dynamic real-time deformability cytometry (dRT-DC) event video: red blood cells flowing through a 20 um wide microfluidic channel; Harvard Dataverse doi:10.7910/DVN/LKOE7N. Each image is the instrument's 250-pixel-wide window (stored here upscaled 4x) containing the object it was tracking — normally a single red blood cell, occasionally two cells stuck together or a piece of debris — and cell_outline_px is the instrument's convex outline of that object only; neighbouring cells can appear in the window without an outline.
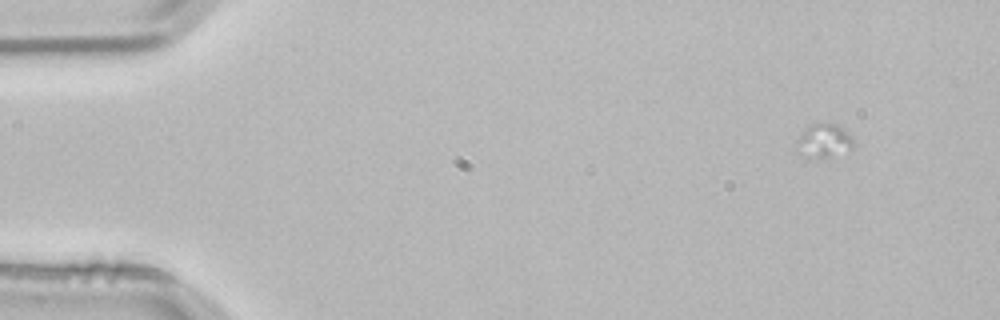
{"species": "common noctule bat (a hibernating species)", "species_latin": "Nyctalus noctula", "temperature_condition": "room temperature", "stored_images_in_passage": 3, "camera_frame_rate_fps": 3000, "um_per_image_px": 0.085, "animal": {"sex": "male", "body_mass_g": 21.5, "forearm_length_mm": 52.0}, "frame": {"image": 1, "passage_image": 1, "time_ms": 0.0, "image_size_px": [1000, 320], "cell_outline_px": [[852, 148], [820, 160], [796, 152], [796, 140], [812, 124], [836, 124], [848, 132], [852, 140]], "centroid_in_image_um": [70.0, 12.0], "position_along_channel_um": 15.0, "area_um2": 10.87}}